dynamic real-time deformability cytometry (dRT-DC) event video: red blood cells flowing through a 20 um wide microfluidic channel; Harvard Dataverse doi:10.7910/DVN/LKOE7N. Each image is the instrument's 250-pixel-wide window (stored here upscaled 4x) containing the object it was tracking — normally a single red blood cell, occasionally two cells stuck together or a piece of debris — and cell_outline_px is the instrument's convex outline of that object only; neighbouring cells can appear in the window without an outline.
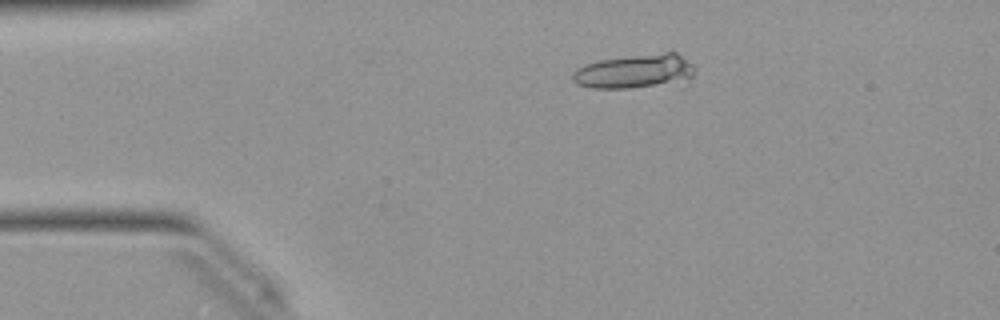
{"species": "Egyptian fruit bat (a non-hibernating species)", "species_latin": "Rousettus aegyptiacus", "temperature_condition": "warm", "stored_images_in_passage": 16, "camera_frame_rate_fps": 3000, "um_per_image_px": 0.085, "animal": {"sex": "female"}, "frame": {"image": 1, "passage_image": 1, "time_ms": 0.0, "image_size_px": [1000, 320], "cell_outline_px": [[696, 72], [688, 84], [684, 88], [592, 88], [576, 84], [572, 80], [572, 72], [576, 68], [600, 60], [664, 52], [676, 52], [692, 64], [696, 68]], "centroid_in_image_um": [54.15, 6.14], "position_along_channel_um": 30.9, "area_um2": 25.66}}